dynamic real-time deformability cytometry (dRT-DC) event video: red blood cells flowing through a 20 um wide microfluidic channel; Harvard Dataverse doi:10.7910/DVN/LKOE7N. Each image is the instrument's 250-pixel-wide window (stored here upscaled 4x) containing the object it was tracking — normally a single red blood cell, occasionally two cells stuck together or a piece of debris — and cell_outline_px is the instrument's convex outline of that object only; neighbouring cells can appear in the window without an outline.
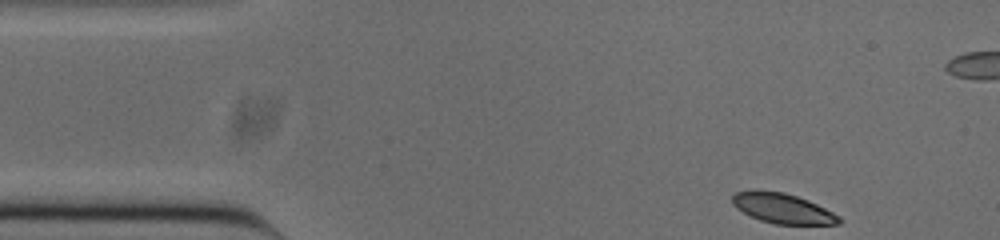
{"species": "common noctule bat (a hibernating species)", "species_latin": "Nyctalus noctula", "temperature_condition": "cold", "stored_images_in_passage": 49, "camera_frame_rate_fps": 3000, "um_per_image_px": 0.085, "animal": {"sex": "male", "body_mass_g": 20.0, "forearm_length_mm": 53.3}, "frame": {"image": 1, "passage_image": 1, "time_ms": 0.0, "image_size_px": [1000, 240], "cell_outline_px": [[844, 220], [840, 224], [776, 224], [760, 220], [736, 208], [732, 204], [732, 196], [736, 192], [784, 192], [808, 200], [840, 216]], "centroid_in_image_um": [66.58, 17.74], "position_along_channel_um": 18.4, "area_um2": 18.15}}
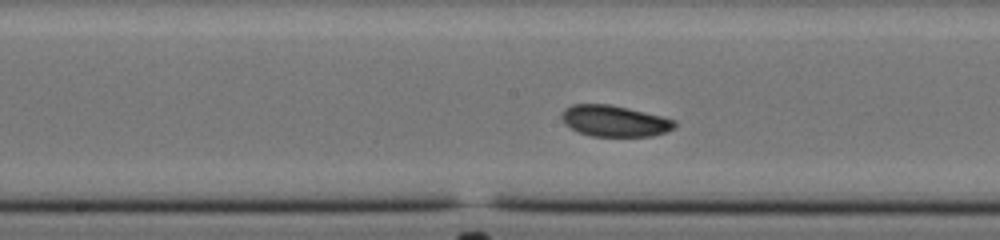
{"frame": {"image": 2, "passage_image": 21, "time_ms": 6.667, "image_size_px": [1000, 240], "cell_outline_px": [[676, 128], [652, 136], [592, 136], [580, 132], [564, 124], [560, 116], [564, 108], [572, 104], [612, 104], [676, 120]], "centroid_in_image_um": [52.22, 10.27], "position_along_channel_um": 196.0, "area_um2": 20.52}}
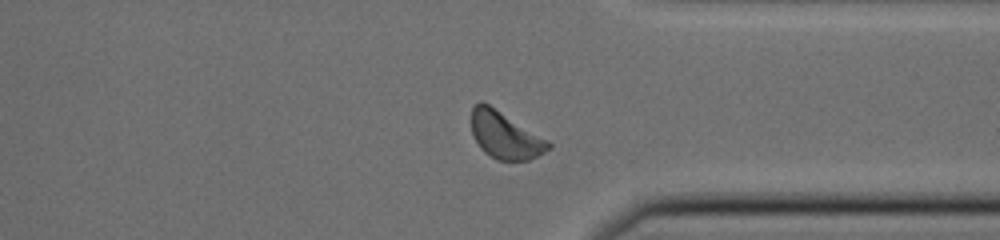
{"frame": {"image": 3, "passage_image": 35, "time_ms": 11.333, "image_size_px": [1000, 240], "cell_outline_px": [[552, 148], [528, 160], [496, 160], [484, 152], [480, 148], [472, 136], [472, 104], [480, 100], [488, 104], [548, 140], [552, 144]], "centroid_in_image_um": [42.9, 11.5], "position_along_channel_um": 368.5, "area_um2": 20.98}, "authors_computed_cell_mechanics": {"area_um2": 20.4034, "velocity_mm_per_s": 3.7899, "shape_relaxation_time_tau1_ms": 4.3186, "shape_relaxation_time_tau2_ms": 8.3332, "deformation_change_tau1": 0.1369, "deformation_change_tau2": 0.1189}}